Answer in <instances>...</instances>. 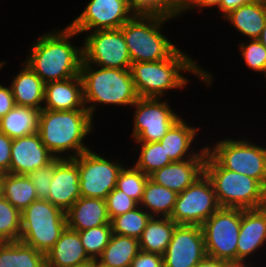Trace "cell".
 Returning a JSON list of instances; mask_svg holds the SVG:
<instances>
[{
	"instance_id": "21",
	"label": "cell",
	"mask_w": 266,
	"mask_h": 267,
	"mask_svg": "<svg viewBox=\"0 0 266 267\" xmlns=\"http://www.w3.org/2000/svg\"><path fill=\"white\" fill-rule=\"evenodd\" d=\"M66 220L67 227L75 231L111 225L106 201L93 197L78 198L66 211Z\"/></svg>"
},
{
	"instance_id": "34",
	"label": "cell",
	"mask_w": 266,
	"mask_h": 267,
	"mask_svg": "<svg viewBox=\"0 0 266 267\" xmlns=\"http://www.w3.org/2000/svg\"><path fill=\"white\" fill-rule=\"evenodd\" d=\"M150 177L134 165L128 168L126 165L120 170L116 188L140 203L145 185Z\"/></svg>"
},
{
	"instance_id": "41",
	"label": "cell",
	"mask_w": 266,
	"mask_h": 267,
	"mask_svg": "<svg viewBox=\"0 0 266 267\" xmlns=\"http://www.w3.org/2000/svg\"><path fill=\"white\" fill-rule=\"evenodd\" d=\"M12 140L0 131V175L9 173Z\"/></svg>"
},
{
	"instance_id": "37",
	"label": "cell",
	"mask_w": 266,
	"mask_h": 267,
	"mask_svg": "<svg viewBox=\"0 0 266 267\" xmlns=\"http://www.w3.org/2000/svg\"><path fill=\"white\" fill-rule=\"evenodd\" d=\"M241 56L250 70L266 72V48L258 39H251L248 43H240Z\"/></svg>"
},
{
	"instance_id": "13",
	"label": "cell",
	"mask_w": 266,
	"mask_h": 267,
	"mask_svg": "<svg viewBox=\"0 0 266 267\" xmlns=\"http://www.w3.org/2000/svg\"><path fill=\"white\" fill-rule=\"evenodd\" d=\"M161 98H138L134 111V142H159L180 118L167 101Z\"/></svg>"
},
{
	"instance_id": "30",
	"label": "cell",
	"mask_w": 266,
	"mask_h": 267,
	"mask_svg": "<svg viewBox=\"0 0 266 267\" xmlns=\"http://www.w3.org/2000/svg\"><path fill=\"white\" fill-rule=\"evenodd\" d=\"M139 251V240L113 234L110 242L96 261L108 267H130Z\"/></svg>"
},
{
	"instance_id": "50",
	"label": "cell",
	"mask_w": 266,
	"mask_h": 267,
	"mask_svg": "<svg viewBox=\"0 0 266 267\" xmlns=\"http://www.w3.org/2000/svg\"><path fill=\"white\" fill-rule=\"evenodd\" d=\"M69 267H93V259L90 260V261H86V262H83V263H80V264H76V265H72V266H69Z\"/></svg>"
},
{
	"instance_id": "4",
	"label": "cell",
	"mask_w": 266,
	"mask_h": 267,
	"mask_svg": "<svg viewBox=\"0 0 266 267\" xmlns=\"http://www.w3.org/2000/svg\"><path fill=\"white\" fill-rule=\"evenodd\" d=\"M180 17L163 12H137L122 30L131 62H155L169 58L178 48L164 34L162 25Z\"/></svg>"
},
{
	"instance_id": "26",
	"label": "cell",
	"mask_w": 266,
	"mask_h": 267,
	"mask_svg": "<svg viewBox=\"0 0 266 267\" xmlns=\"http://www.w3.org/2000/svg\"><path fill=\"white\" fill-rule=\"evenodd\" d=\"M176 225L171 218L151 217L139 239L140 250L163 256Z\"/></svg>"
},
{
	"instance_id": "36",
	"label": "cell",
	"mask_w": 266,
	"mask_h": 267,
	"mask_svg": "<svg viewBox=\"0 0 266 267\" xmlns=\"http://www.w3.org/2000/svg\"><path fill=\"white\" fill-rule=\"evenodd\" d=\"M78 233L86 253L93 260L101 255L113 235L111 225L97 226Z\"/></svg>"
},
{
	"instance_id": "45",
	"label": "cell",
	"mask_w": 266,
	"mask_h": 267,
	"mask_svg": "<svg viewBox=\"0 0 266 267\" xmlns=\"http://www.w3.org/2000/svg\"><path fill=\"white\" fill-rule=\"evenodd\" d=\"M252 0H221L219 10L221 11L222 17L227 15L232 10H235L242 5L250 3Z\"/></svg>"
},
{
	"instance_id": "43",
	"label": "cell",
	"mask_w": 266,
	"mask_h": 267,
	"mask_svg": "<svg viewBox=\"0 0 266 267\" xmlns=\"http://www.w3.org/2000/svg\"><path fill=\"white\" fill-rule=\"evenodd\" d=\"M15 106L11 88L0 84V120Z\"/></svg>"
},
{
	"instance_id": "49",
	"label": "cell",
	"mask_w": 266,
	"mask_h": 267,
	"mask_svg": "<svg viewBox=\"0 0 266 267\" xmlns=\"http://www.w3.org/2000/svg\"><path fill=\"white\" fill-rule=\"evenodd\" d=\"M128 2L137 12H145L136 2V0H125Z\"/></svg>"
},
{
	"instance_id": "31",
	"label": "cell",
	"mask_w": 266,
	"mask_h": 267,
	"mask_svg": "<svg viewBox=\"0 0 266 267\" xmlns=\"http://www.w3.org/2000/svg\"><path fill=\"white\" fill-rule=\"evenodd\" d=\"M178 194L148 179L139 206L152 217L170 218Z\"/></svg>"
},
{
	"instance_id": "44",
	"label": "cell",
	"mask_w": 266,
	"mask_h": 267,
	"mask_svg": "<svg viewBox=\"0 0 266 267\" xmlns=\"http://www.w3.org/2000/svg\"><path fill=\"white\" fill-rule=\"evenodd\" d=\"M221 3V0H182L179 16H181L184 12L192 9H203L204 8H210L215 7L219 8Z\"/></svg>"
},
{
	"instance_id": "14",
	"label": "cell",
	"mask_w": 266,
	"mask_h": 267,
	"mask_svg": "<svg viewBox=\"0 0 266 267\" xmlns=\"http://www.w3.org/2000/svg\"><path fill=\"white\" fill-rule=\"evenodd\" d=\"M136 13L125 0H90L69 26L78 34L89 30L120 29Z\"/></svg>"
},
{
	"instance_id": "48",
	"label": "cell",
	"mask_w": 266,
	"mask_h": 267,
	"mask_svg": "<svg viewBox=\"0 0 266 267\" xmlns=\"http://www.w3.org/2000/svg\"><path fill=\"white\" fill-rule=\"evenodd\" d=\"M258 40L262 43V45L266 48V23L265 26L261 32V35L259 36Z\"/></svg>"
},
{
	"instance_id": "28",
	"label": "cell",
	"mask_w": 266,
	"mask_h": 267,
	"mask_svg": "<svg viewBox=\"0 0 266 267\" xmlns=\"http://www.w3.org/2000/svg\"><path fill=\"white\" fill-rule=\"evenodd\" d=\"M40 110L15 106L0 120V131L11 139L38 132Z\"/></svg>"
},
{
	"instance_id": "46",
	"label": "cell",
	"mask_w": 266,
	"mask_h": 267,
	"mask_svg": "<svg viewBox=\"0 0 266 267\" xmlns=\"http://www.w3.org/2000/svg\"><path fill=\"white\" fill-rule=\"evenodd\" d=\"M228 262L206 255L195 267H225Z\"/></svg>"
},
{
	"instance_id": "5",
	"label": "cell",
	"mask_w": 266,
	"mask_h": 267,
	"mask_svg": "<svg viewBox=\"0 0 266 267\" xmlns=\"http://www.w3.org/2000/svg\"><path fill=\"white\" fill-rule=\"evenodd\" d=\"M80 76L84 105L92 117L99 103L132 106L139 98L129 69L99 67L97 70L95 65L81 63Z\"/></svg>"
},
{
	"instance_id": "27",
	"label": "cell",
	"mask_w": 266,
	"mask_h": 267,
	"mask_svg": "<svg viewBox=\"0 0 266 267\" xmlns=\"http://www.w3.org/2000/svg\"><path fill=\"white\" fill-rule=\"evenodd\" d=\"M0 182L2 196L20 212L38 199L29 175L5 173L0 175Z\"/></svg>"
},
{
	"instance_id": "7",
	"label": "cell",
	"mask_w": 266,
	"mask_h": 267,
	"mask_svg": "<svg viewBox=\"0 0 266 267\" xmlns=\"http://www.w3.org/2000/svg\"><path fill=\"white\" fill-rule=\"evenodd\" d=\"M66 227V212L48 200L37 199L21 212L20 241L46 255Z\"/></svg>"
},
{
	"instance_id": "35",
	"label": "cell",
	"mask_w": 266,
	"mask_h": 267,
	"mask_svg": "<svg viewBox=\"0 0 266 267\" xmlns=\"http://www.w3.org/2000/svg\"><path fill=\"white\" fill-rule=\"evenodd\" d=\"M21 212L0 196V242L19 241Z\"/></svg>"
},
{
	"instance_id": "12",
	"label": "cell",
	"mask_w": 266,
	"mask_h": 267,
	"mask_svg": "<svg viewBox=\"0 0 266 267\" xmlns=\"http://www.w3.org/2000/svg\"><path fill=\"white\" fill-rule=\"evenodd\" d=\"M81 197L106 199L116 187L123 163L110 161L92 150L77 156Z\"/></svg>"
},
{
	"instance_id": "3",
	"label": "cell",
	"mask_w": 266,
	"mask_h": 267,
	"mask_svg": "<svg viewBox=\"0 0 266 267\" xmlns=\"http://www.w3.org/2000/svg\"><path fill=\"white\" fill-rule=\"evenodd\" d=\"M87 109L47 110L39 114L38 133L55 158H76L90 149L83 143L93 126ZM70 151L71 153L69 154ZM68 155H62V153ZM67 156V157H65Z\"/></svg>"
},
{
	"instance_id": "24",
	"label": "cell",
	"mask_w": 266,
	"mask_h": 267,
	"mask_svg": "<svg viewBox=\"0 0 266 267\" xmlns=\"http://www.w3.org/2000/svg\"><path fill=\"white\" fill-rule=\"evenodd\" d=\"M92 260L86 253L78 231L68 227L46 254V267H69Z\"/></svg>"
},
{
	"instance_id": "10",
	"label": "cell",
	"mask_w": 266,
	"mask_h": 267,
	"mask_svg": "<svg viewBox=\"0 0 266 267\" xmlns=\"http://www.w3.org/2000/svg\"><path fill=\"white\" fill-rule=\"evenodd\" d=\"M86 35L82 63L95 65L97 69H130L131 57L121 29L95 30Z\"/></svg>"
},
{
	"instance_id": "11",
	"label": "cell",
	"mask_w": 266,
	"mask_h": 267,
	"mask_svg": "<svg viewBox=\"0 0 266 267\" xmlns=\"http://www.w3.org/2000/svg\"><path fill=\"white\" fill-rule=\"evenodd\" d=\"M219 208L212 183L204 173L178 194L170 218L176 224L201 226Z\"/></svg>"
},
{
	"instance_id": "16",
	"label": "cell",
	"mask_w": 266,
	"mask_h": 267,
	"mask_svg": "<svg viewBox=\"0 0 266 267\" xmlns=\"http://www.w3.org/2000/svg\"><path fill=\"white\" fill-rule=\"evenodd\" d=\"M55 159L42 143L39 133L12 140L9 173L28 175Z\"/></svg>"
},
{
	"instance_id": "19",
	"label": "cell",
	"mask_w": 266,
	"mask_h": 267,
	"mask_svg": "<svg viewBox=\"0 0 266 267\" xmlns=\"http://www.w3.org/2000/svg\"><path fill=\"white\" fill-rule=\"evenodd\" d=\"M205 161L206 158H192L172 162L149 177L156 184L179 194L204 174Z\"/></svg>"
},
{
	"instance_id": "9",
	"label": "cell",
	"mask_w": 266,
	"mask_h": 267,
	"mask_svg": "<svg viewBox=\"0 0 266 267\" xmlns=\"http://www.w3.org/2000/svg\"><path fill=\"white\" fill-rule=\"evenodd\" d=\"M241 208L220 207L202 225L206 255L237 262Z\"/></svg>"
},
{
	"instance_id": "33",
	"label": "cell",
	"mask_w": 266,
	"mask_h": 267,
	"mask_svg": "<svg viewBox=\"0 0 266 267\" xmlns=\"http://www.w3.org/2000/svg\"><path fill=\"white\" fill-rule=\"evenodd\" d=\"M140 144V154L134 166L150 176L156 170L172 163L160 142H135Z\"/></svg>"
},
{
	"instance_id": "8",
	"label": "cell",
	"mask_w": 266,
	"mask_h": 267,
	"mask_svg": "<svg viewBox=\"0 0 266 267\" xmlns=\"http://www.w3.org/2000/svg\"><path fill=\"white\" fill-rule=\"evenodd\" d=\"M208 153L225 169L256 179L266 189V148L248 139H224L207 146Z\"/></svg>"
},
{
	"instance_id": "39",
	"label": "cell",
	"mask_w": 266,
	"mask_h": 267,
	"mask_svg": "<svg viewBox=\"0 0 266 267\" xmlns=\"http://www.w3.org/2000/svg\"><path fill=\"white\" fill-rule=\"evenodd\" d=\"M55 166L56 158L46 166L41 167L28 174L35 187V192L38 199H48L50 184L52 181V175Z\"/></svg>"
},
{
	"instance_id": "51",
	"label": "cell",
	"mask_w": 266,
	"mask_h": 267,
	"mask_svg": "<svg viewBox=\"0 0 266 267\" xmlns=\"http://www.w3.org/2000/svg\"><path fill=\"white\" fill-rule=\"evenodd\" d=\"M93 267H108L103 264L98 263L96 260H93Z\"/></svg>"
},
{
	"instance_id": "25",
	"label": "cell",
	"mask_w": 266,
	"mask_h": 267,
	"mask_svg": "<svg viewBox=\"0 0 266 267\" xmlns=\"http://www.w3.org/2000/svg\"><path fill=\"white\" fill-rule=\"evenodd\" d=\"M224 18L249 40L258 39L266 23V0H252Z\"/></svg>"
},
{
	"instance_id": "20",
	"label": "cell",
	"mask_w": 266,
	"mask_h": 267,
	"mask_svg": "<svg viewBox=\"0 0 266 267\" xmlns=\"http://www.w3.org/2000/svg\"><path fill=\"white\" fill-rule=\"evenodd\" d=\"M198 132L199 129L197 127L189 126L180 117L159 142L172 162H180L192 158H206L208 152L206 146L198 152L195 149L193 151L191 148ZM190 150L192 151L190 152Z\"/></svg>"
},
{
	"instance_id": "32",
	"label": "cell",
	"mask_w": 266,
	"mask_h": 267,
	"mask_svg": "<svg viewBox=\"0 0 266 267\" xmlns=\"http://www.w3.org/2000/svg\"><path fill=\"white\" fill-rule=\"evenodd\" d=\"M151 217L144 208L138 205L136 208L111 220L113 234L139 240Z\"/></svg>"
},
{
	"instance_id": "17",
	"label": "cell",
	"mask_w": 266,
	"mask_h": 267,
	"mask_svg": "<svg viewBox=\"0 0 266 267\" xmlns=\"http://www.w3.org/2000/svg\"><path fill=\"white\" fill-rule=\"evenodd\" d=\"M81 197L76 158H56L48 201L66 212Z\"/></svg>"
},
{
	"instance_id": "1",
	"label": "cell",
	"mask_w": 266,
	"mask_h": 267,
	"mask_svg": "<svg viewBox=\"0 0 266 267\" xmlns=\"http://www.w3.org/2000/svg\"><path fill=\"white\" fill-rule=\"evenodd\" d=\"M78 33L69 25L36 39L24 61L46 84L80 75L82 47L73 46L71 38Z\"/></svg>"
},
{
	"instance_id": "47",
	"label": "cell",
	"mask_w": 266,
	"mask_h": 267,
	"mask_svg": "<svg viewBox=\"0 0 266 267\" xmlns=\"http://www.w3.org/2000/svg\"><path fill=\"white\" fill-rule=\"evenodd\" d=\"M248 262H229L225 265V267H249L251 264ZM252 267V265L250 266Z\"/></svg>"
},
{
	"instance_id": "29",
	"label": "cell",
	"mask_w": 266,
	"mask_h": 267,
	"mask_svg": "<svg viewBox=\"0 0 266 267\" xmlns=\"http://www.w3.org/2000/svg\"><path fill=\"white\" fill-rule=\"evenodd\" d=\"M0 267H46V255L20 240L0 242Z\"/></svg>"
},
{
	"instance_id": "18",
	"label": "cell",
	"mask_w": 266,
	"mask_h": 267,
	"mask_svg": "<svg viewBox=\"0 0 266 267\" xmlns=\"http://www.w3.org/2000/svg\"><path fill=\"white\" fill-rule=\"evenodd\" d=\"M266 242V206L241 209V225L237 243V262H247L252 253ZM246 260V261H245Z\"/></svg>"
},
{
	"instance_id": "6",
	"label": "cell",
	"mask_w": 266,
	"mask_h": 267,
	"mask_svg": "<svg viewBox=\"0 0 266 267\" xmlns=\"http://www.w3.org/2000/svg\"><path fill=\"white\" fill-rule=\"evenodd\" d=\"M204 173L220 207L257 209L266 206V189L256 180L223 168L208 152Z\"/></svg>"
},
{
	"instance_id": "22",
	"label": "cell",
	"mask_w": 266,
	"mask_h": 267,
	"mask_svg": "<svg viewBox=\"0 0 266 267\" xmlns=\"http://www.w3.org/2000/svg\"><path fill=\"white\" fill-rule=\"evenodd\" d=\"M43 109L76 110L86 109L83 100L81 76L45 84Z\"/></svg>"
},
{
	"instance_id": "40",
	"label": "cell",
	"mask_w": 266,
	"mask_h": 267,
	"mask_svg": "<svg viewBox=\"0 0 266 267\" xmlns=\"http://www.w3.org/2000/svg\"><path fill=\"white\" fill-rule=\"evenodd\" d=\"M145 12H163L179 16L182 0H136Z\"/></svg>"
},
{
	"instance_id": "38",
	"label": "cell",
	"mask_w": 266,
	"mask_h": 267,
	"mask_svg": "<svg viewBox=\"0 0 266 267\" xmlns=\"http://www.w3.org/2000/svg\"><path fill=\"white\" fill-rule=\"evenodd\" d=\"M105 201L111 220L114 217L122 215L139 205L134 199L116 187L107 195Z\"/></svg>"
},
{
	"instance_id": "2",
	"label": "cell",
	"mask_w": 266,
	"mask_h": 267,
	"mask_svg": "<svg viewBox=\"0 0 266 267\" xmlns=\"http://www.w3.org/2000/svg\"><path fill=\"white\" fill-rule=\"evenodd\" d=\"M129 70L139 98H162L170 89L183 88L189 81L183 71L193 73L209 86L214 79L179 48L167 59L132 63Z\"/></svg>"
},
{
	"instance_id": "52",
	"label": "cell",
	"mask_w": 266,
	"mask_h": 267,
	"mask_svg": "<svg viewBox=\"0 0 266 267\" xmlns=\"http://www.w3.org/2000/svg\"><path fill=\"white\" fill-rule=\"evenodd\" d=\"M5 63H6L5 61L0 62V70L5 65Z\"/></svg>"
},
{
	"instance_id": "53",
	"label": "cell",
	"mask_w": 266,
	"mask_h": 267,
	"mask_svg": "<svg viewBox=\"0 0 266 267\" xmlns=\"http://www.w3.org/2000/svg\"><path fill=\"white\" fill-rule=\"evenodd\" d=\"M0 196H2V192H1V182H0Z\"/></svg>"
},
{
	"instance_id": "23",
	"label": "cell",
	"mask_w": 266,
	"mask_h": 267,
	"mask_svg": "<svg viewBox=\"0 0 266 267\" xmlns=\"http://www.w3.org/2000/svg\"><path fill=\"white\" fill-rule=\"evenodd\" d=\"M10 85L15 104L37 110L43 109L45 83L25 63Z\"/></svg>"
},
{
	"instance_id": "42",
	"label": "cell",
	"mask_w": 266,
	"mask_h": 267,
	"mask_svg": "<svg viewBox=\"0 0 266 267\" xmlns=\"http://www.w3.org/2000/svg\"><path fill=\"white\" fill-rule=\"evenodd\" d=\"M130 267H164L163 256L140 250Z\"/></svg>"
},
{
	"instance_id": "15",
	"label": "cell",
	"mask_w": 266,
	"mask_h": 267,
	"mask_svg": "<svg viewBox=\"0 0 266 267\" xmlns=\"http://www.w3.org/2000/svg\"><path fill=\"white\" fill-rule=\"evenodd\" d=\"M205 256L202 227L177 224L163 254V264L164 267H195Z\"/></svg>"
}]
</instances>
